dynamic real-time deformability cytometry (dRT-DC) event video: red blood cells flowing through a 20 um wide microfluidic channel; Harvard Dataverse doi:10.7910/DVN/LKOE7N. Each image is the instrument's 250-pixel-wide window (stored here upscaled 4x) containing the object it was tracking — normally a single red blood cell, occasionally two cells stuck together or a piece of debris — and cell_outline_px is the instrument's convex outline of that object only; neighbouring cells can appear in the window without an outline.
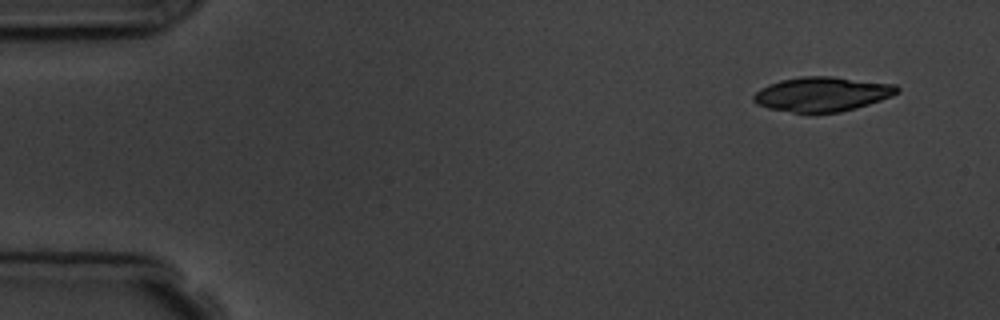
{"species": "common noctule bat (a hibernating species)", "species_latin": "Nyctalus noctula", "temperature_condition": "room temperature", "stored_images_in_passage": 4, "camera_frame_rate_fps": 3000, "um_per_image_px": 0.085, "animal": {"sex": "male", "body_mass_g": 19.5, "forearm_length_mm": 54.6}, "frame": {"image": 1, "passage_image": 1, "time_ms": 0.0, "image_size_px": [1000, 320], "cell_outline_px": [[900, 92], [892, 96], [856, 108], [840, 112], [792, 112], [768, 108], [756, 104], [752, 100], [752, 96], [760, 88], [768, 84], [780, 80], [800, 76], [832, 76], [896, 84], [900, 88]], "centroid_in_image_um": [69.88, 7.99], "position_along_channel_um": 15.1, "area_um2": 29.02}}
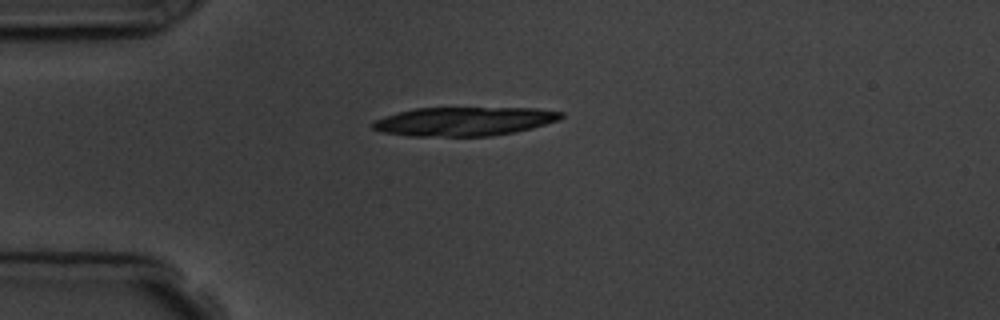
{"frame": {"image": 2, "passage_image": 4, "time_ms": 3.333, "image_size_px": [1000, 320], "cell_outline_px": [[564, 116], [560, 120], [532, 128], [516, 132], [492, 136], [408, 136], [380, 132], [372, 128], [372, 120], [384, 116], [416, 108], [536, 108], [564, 112]], "centroid_in_image_um": [39.46, 10.32], "position_along_channel_um": 45.5, "area_um2": 31.91}}